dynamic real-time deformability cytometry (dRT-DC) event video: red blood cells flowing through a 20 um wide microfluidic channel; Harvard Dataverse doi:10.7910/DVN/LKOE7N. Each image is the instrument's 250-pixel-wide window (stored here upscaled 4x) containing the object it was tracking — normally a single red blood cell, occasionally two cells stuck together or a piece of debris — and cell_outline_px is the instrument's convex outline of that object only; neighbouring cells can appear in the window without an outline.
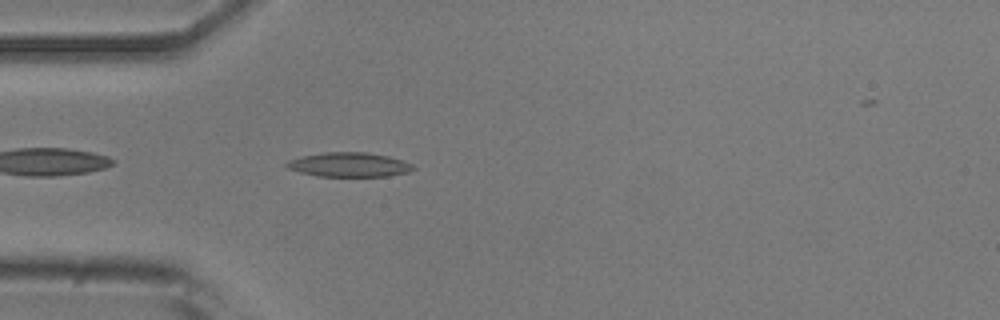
{"species": "common noctule bat (a hibernating species)", "species_latin": "Nyctalus noctula", "temperature_condition": "room temperature", "stored_images_in_passage": 4, "camera_frame_rate_fps": 3000, "um_per_image_px": 0.085, "animal": {"sex": "male", "body_mass_g": 20.5, "forearm_length_mm": 52.5}, "frame": {"image": 1, "passage_image": 4, "time_ms": 1.0, "image_size_px": [1000, 320], "cell_outline_px": [[416, 168], [408, 172], [388, 176], [316, 176], [300, 172], [288, 168], [284, 164], [288, 160], [300, 156], [324, 152], [368, 152], [388, 156], [412, 164]], "centroid_in_image_um": [29.64, 13.99], "position_along_channel_um": 55.4, "area_um2": 17.98}}